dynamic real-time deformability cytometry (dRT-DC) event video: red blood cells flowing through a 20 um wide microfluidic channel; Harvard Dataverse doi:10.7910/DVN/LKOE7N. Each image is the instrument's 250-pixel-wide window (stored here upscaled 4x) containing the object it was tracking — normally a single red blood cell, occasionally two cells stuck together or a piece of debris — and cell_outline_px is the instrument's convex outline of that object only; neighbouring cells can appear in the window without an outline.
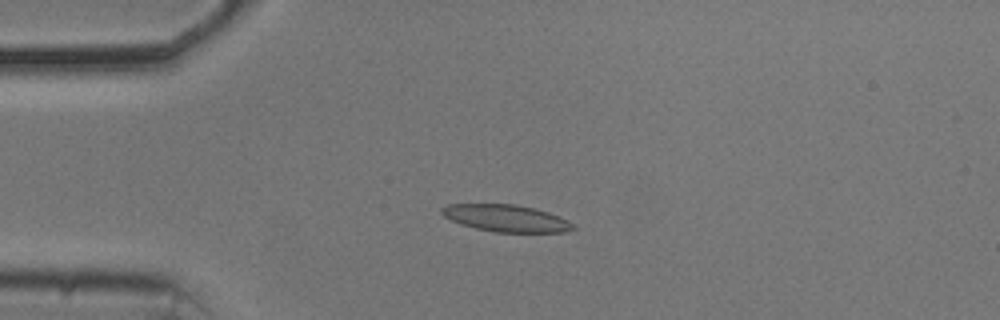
{"species": "common noctule bat (a hibernating species)", "species_latin": "Nyctalus noctula", "temperature_condition": "cold", "stored_images_in_passage": 54, "camera_frame_rate_fps": 3000, "um_per_image_px": 0.085, "animal": {"sex": "male", "body_mass_g": 20.5, "forearm_length_mm": 52.5}, "frame": {"image": 1, "passage_image": 13, "time_ms": 4.0, "image_size_px": [1000, 320], "cell_outline_px": [[576, 228], [564, 232], [496, 232], [476, 228], [460, 224], [444, 216], [440, 212], [440, 208], [448, 204], [516, 204], [536, 208], [548, 212], [568, 220]], "centroid_in_image_um": [43.01, 18.54], "position_along_channel_um": 42.0, "area_um2": 20.63}}
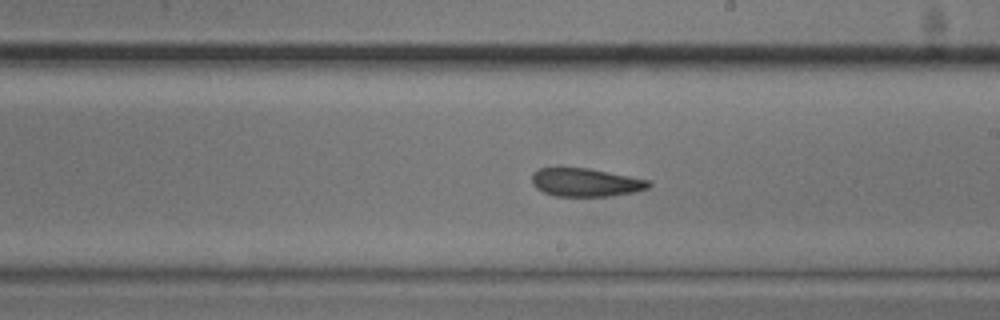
{"frame": {"image": 2, "passage_image": 31, "time_ms": 10.0, "image_size_px": [1000, 320], "cell_outline_px": [[652, 184], [648, 188], [636, 192], [612, 196], [552, 196], [536, 188], [532, 184], [532, 172], [540, 168], [588, 168], [648, 180]], "centroid_in_image_um": [49.76, 15.51], "position_along_channel_um": 239.2, "area_um2": 19.25}}
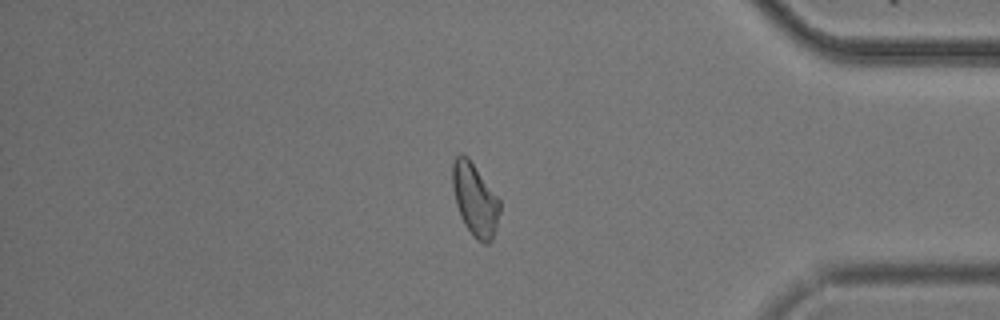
{"frame": {"image": 3, "passage_image": 46, "time_ms": 15.0, "image_size_px": [1000, 320], "cell_outline_px": [[500, 212], [496, 228], [492, 240], [488, 244], [484, 244], [476, 240], [472, 236], [464, 224], [460, 216], [456, 204], [452, 184], [452, 160], [460, 152], [468, 156], [500, 200]], "centroid_in_image_um": [40.36, 16.96], "position_along_channel_um": 394.8, "area_um2": 20.29}, "authors_computed_cell_mechanics": {"area_um2": 20.519, "velocity_mm_per_s": 3.669, "shape_relaxation_time_tau1_ms": null, "shape_relaxation_time_tau2_ms": 3.994, "deformation_change_tau1": null, "deformation_change_tau2": 0.108}}